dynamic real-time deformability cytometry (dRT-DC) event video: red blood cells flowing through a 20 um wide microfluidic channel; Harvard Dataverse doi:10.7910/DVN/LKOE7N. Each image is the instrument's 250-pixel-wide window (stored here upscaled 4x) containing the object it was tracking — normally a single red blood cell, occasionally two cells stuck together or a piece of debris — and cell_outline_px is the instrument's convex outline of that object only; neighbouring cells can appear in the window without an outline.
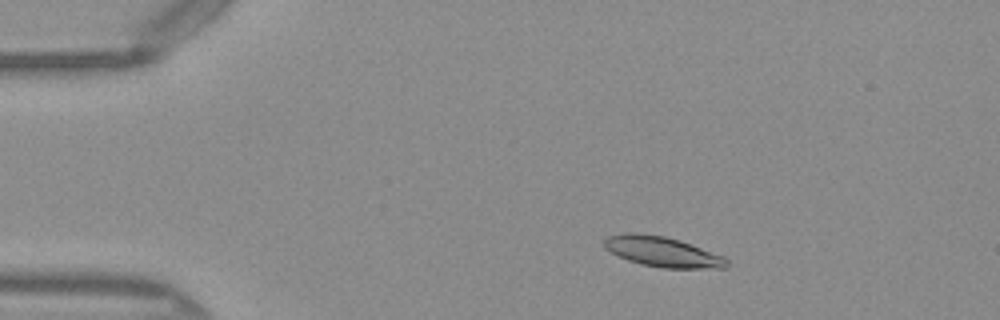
{"species": "Egyptian fruit bat (a non-hibernating species)", "species_latin": "Rousettus aegyptiacus", "temperature_condition": "warm", "stored_images_in_passage": 48, "camera_frame_rate_fps": 3000, "um_per_image_px": 0.085, "frame": {"image": 1, "passage_image": 7, "time_ms": 2.0, "image_size_px": [1000, 320], "cell_outline_px": [[728, 268], [664, 268], [640, 264], [628, 260], [604, 248], [604, 240], [608, 236], [624, 232], [640, 232], [664, 236], [680, 240], [724, 256], [728, 260]], "centroid_in_image_um": [56.31, 21.39], "position_along_channel_um": 28.7, "area_um2": 21.68}}
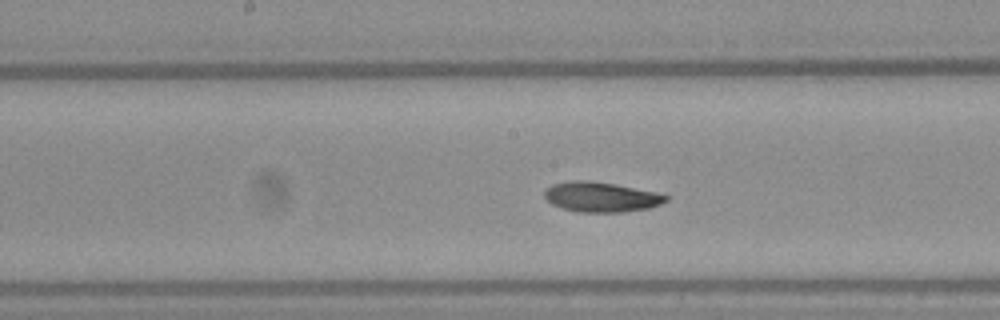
{"frame": {"image": 2, "passage_image": 24, "time_ms": 7.667, "image_size_px": [1000, 320], "cell_outline_px": [[668, 200], [660, 204], [648, 208], [624, 212], [576, 212], [560, 208], [552, 204], [544, 196], [544, 192], [552, 184], [572, 180], [588, 180], [616, 184], [652, 192], [668, 196]], "centroid_in_image_um": [51.05, 16.75], "position_along_channel_um": 197.2, "area_um2": 21.1}}
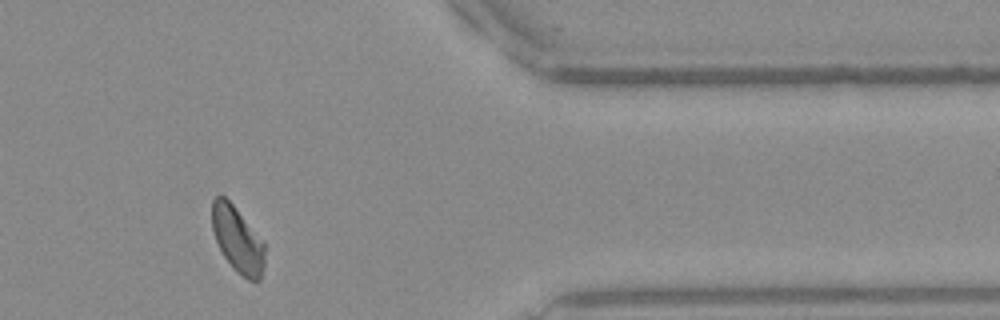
{"frame": {"image": 3, "passage_image": 40, "time_ms": 13.0, "image_size_px": [1000, 320], "cell_outline_px": [[264, 268], [260, 280], [248, 280], [236, 272], [232, 268], [224, 256], [216, 240], [212, 228], [212, 200], [216, 196], [224, 196], [232, 204], [264, 240]], "centroid_in_image_um": [20.21, 20.38], "position_along_channel_um": 391.2, "area_um2": 20.23}, "authors_computed_cell_mechanics": {"area_um2": 21.097, "velocity_mm_per_s": 4.0583, "shape_relaxation_time_tau1_ms": 2.9266, "shape_relaxation_time_tau2_ms": 4.097, "deformation_change_tau1": 0.1453, "deformation_change_tau2": 0.0904}}